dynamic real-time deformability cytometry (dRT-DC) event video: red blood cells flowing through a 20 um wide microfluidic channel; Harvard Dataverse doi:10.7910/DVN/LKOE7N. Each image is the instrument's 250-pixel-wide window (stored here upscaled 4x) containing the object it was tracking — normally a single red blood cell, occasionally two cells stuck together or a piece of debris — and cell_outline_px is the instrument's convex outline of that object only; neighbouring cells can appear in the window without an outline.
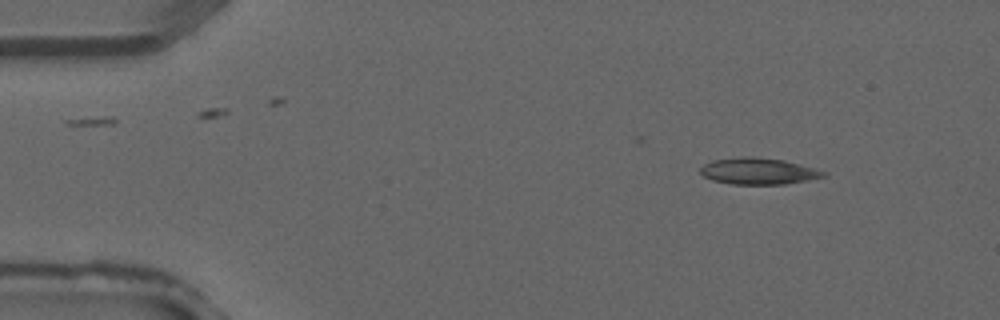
{"species": "common noctule bat (a hibernating species)", "species_latin": "Nyctalus noctula", "temperature_condition": "warm", "stored_images_in_passage": 5, "camera_frame_rate_fps": 3000, "um_per_image_px": 0.085, "animal": {"sex": "male", "forearm_length_mm": 52.5}, "frame": {"image": 1, "passage_image": 2, "time_ms": 0.333, "image_size_px": [1000, 320], "cell_outline_px": [[828, 176], [784, 184], [732, 184], [712, 180], [704, 176], [700, 172], [700, 168], [704, 164], [712, 160], [744, 156], [752, 156], [784, 160], [816, 168], [828, 172]], "centroid_in_image_um": [64.49, 14.54], "position_along_channel_um": 20.5, "area_um2": 19.07}}
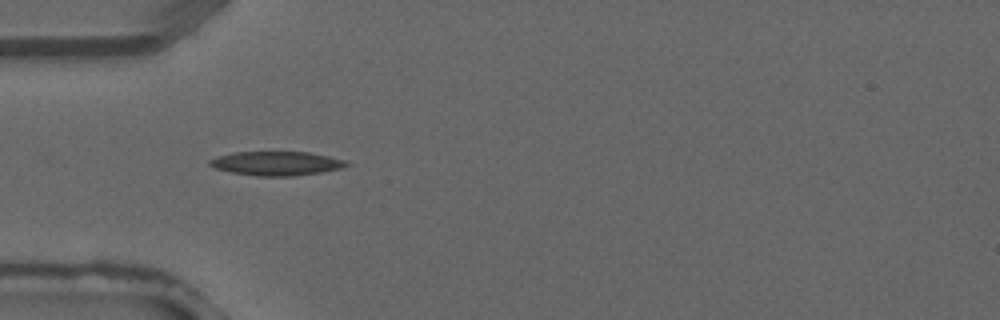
{"frame": {"image": 2, "passage_image": 4, "time_ms": 1.0, "image_size_px": [1000, 320], "cell_outline_px": [[352, 164], [340, 168], [320, 172], [292, 176], [256, 176], [232, 172], [216, 168], [208, 164], [208, 160], [216, 156], [232, 152], [312, 152], [348, 160]], "centroid_in_image_um": [23.52, 13.88], "position_along_channel_um": 61.5, "area_um2": 19.31}}
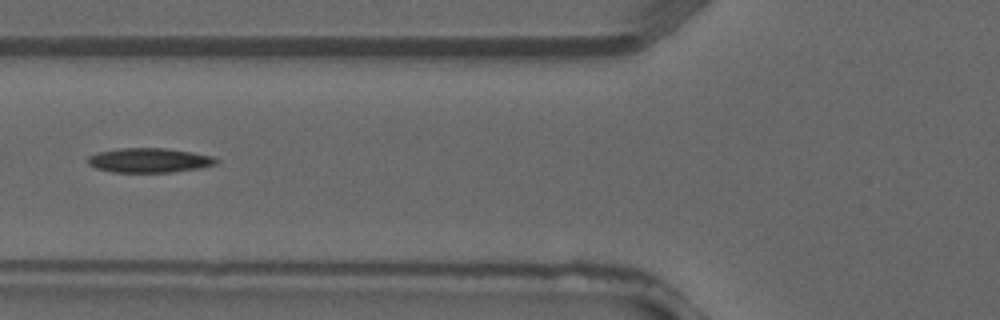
{"frame": {"image": 3, "passage_image": 5, "time_ms": 1.333, "image_size_px": [1000, 320], "cell_outline_px": [[220, 160], [216, 164], [200, 168], [172, 172], [112, 172], [96, 168], [88, 164], [88, 156], [96, 152], [116, 148], [168, 148], [192, 152], [212, 156]], "centroid_in_image_um": [12.68, 13.62], "position_along_channel_um": 113.1, "area_um2": 18.5}}